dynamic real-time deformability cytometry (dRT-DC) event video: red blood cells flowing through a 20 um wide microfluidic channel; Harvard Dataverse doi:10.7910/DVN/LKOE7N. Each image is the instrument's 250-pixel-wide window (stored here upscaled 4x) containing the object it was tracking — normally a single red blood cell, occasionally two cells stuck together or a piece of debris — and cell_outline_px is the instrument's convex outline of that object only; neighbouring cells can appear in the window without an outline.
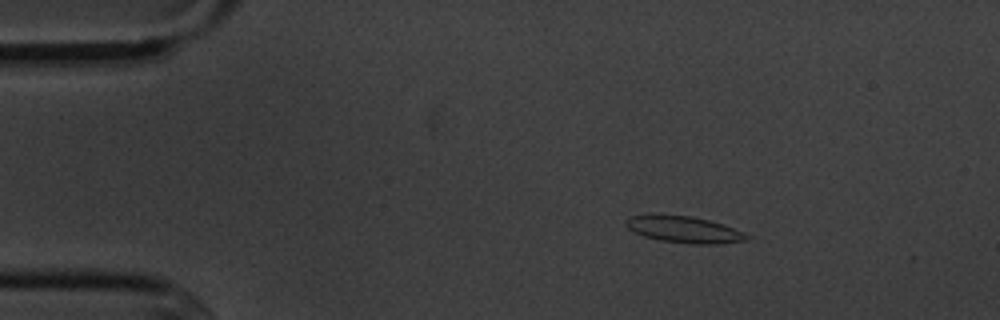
{"species": "common noctule bat (a hibernating species)", "species_latin": "Nyctalus noctula", "temperature_condition": "cold", "stored_images_in_passage": 4, "camera_frame_rate_fps": 3000, "um_per_image_px": 0.085, "animal": {"sex": "male", "body_mass_g": 20.1, "forearm_length_mm": 53.5}, "frame": {"image": 1, "passage_image": 1, "time_ms": 0.0, "image_size_px": [1000, 320], "cell_outline_px": [[752, 240], [716, 244], [688, 244], [660, 240], [644, 236], [628, 228], [624, 224], [624, 220], [628, 216], [648, 212], [652, 212], [692, 216], [724, 224], [752, 236]], "centroid_in_image_um": [58.1, 19.47], "position_along_channel_um": 26.9, "area_um2": 19.54}}
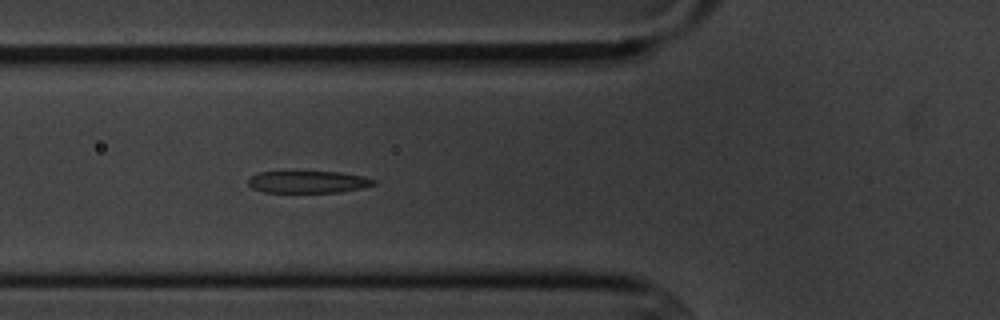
{"frame": {"image": 2, "passage_image": 4, "time_ms": 3.667, "image_size_px": [1000, 320], "cell_outline_px": [[376, 184], [360, 188], [340, 192], [264, 192], [252, 188], [248, 184], [248, 180], [256, 172], [296, 168], [340, 172], [364, 176], [376, 180]], "centroid_in_image_um": [26.13, 15.39], "position_along_channel_um": 99.7, "area_um2": 17.28}}